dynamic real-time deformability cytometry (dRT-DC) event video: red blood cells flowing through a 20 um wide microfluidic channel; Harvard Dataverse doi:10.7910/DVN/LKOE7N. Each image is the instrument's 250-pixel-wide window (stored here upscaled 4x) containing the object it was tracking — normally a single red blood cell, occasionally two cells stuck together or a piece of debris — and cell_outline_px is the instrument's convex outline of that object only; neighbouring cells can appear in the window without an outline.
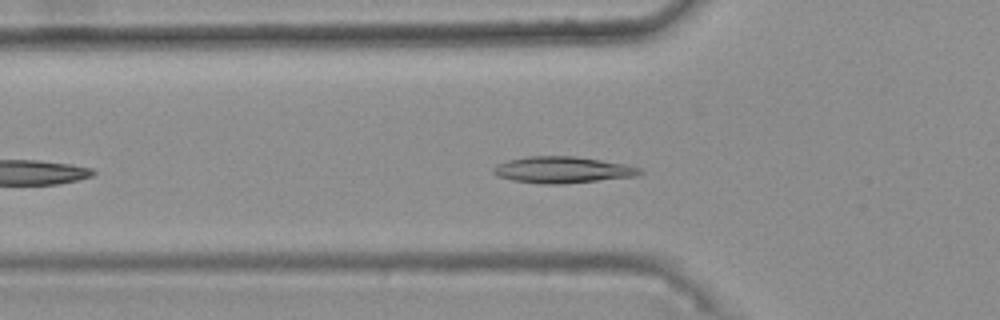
{"species": "common noctule bat (a hibernating species)", "species_latin": "Nyctalus noctula", "temperature_condition": "warm", "stored_images_in_passage": 33, "camera_frame_rate_fps": 3000, "um_per_image_px": 0.085, "animal": {"sex": "female", "body_mass_g": 25.1}, "frame": {"image": 1, "passage_image": 8, "time_ms": 2.333, "image_size_px": [1000, 320], "cell_outline_px": [[644, 172], [636, 176], [564, 184], [540, 184], [512, 180], [496, 176], [492, 172], [492, 168], [496, 164], [508, 160], [528, 156], [576, 156], [628, 164], [640, 168]], "centroid_in_image_um": [47.8, 14.43], "position_along_channel_um": 78.0, "area_um2": 22.83}}
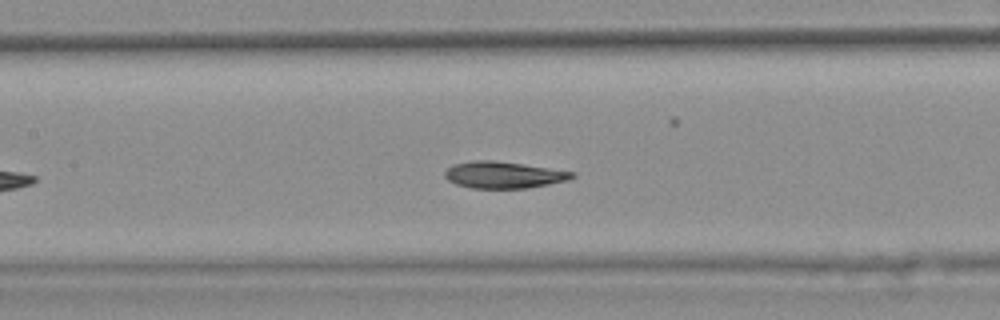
{"frame": {"image": 2, "passage_image": 15, "time_ms": 4.667, "image_size_px": [1000, 320], "cell_outline_px": [[576, 176], [568, 180], [528, 188], [472, 188], [456, 184], [448, 180], [444, 176], [444, 172], [452, 164], [472, 160], [496, 160], [524, 164], [576, 172]], "centroid_in_image_um": [42.8, 14.85], "position_along_channel_um": 164.6, "area_um2": 19.94}}
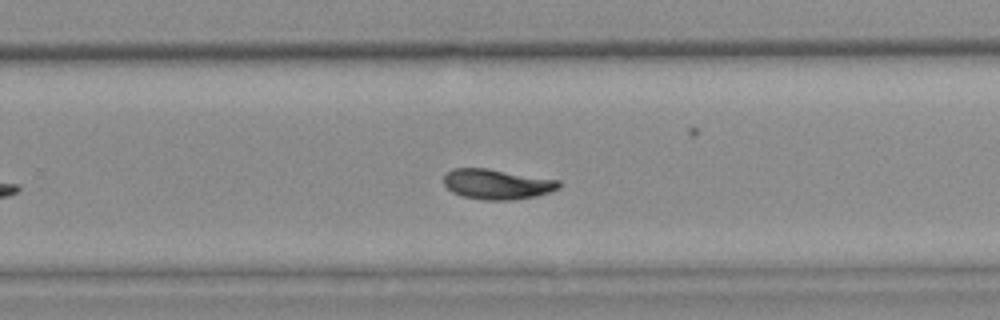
{"frame": {"image": 3, "passage_image": 25, "time_ms": 8.0, "image_size_px": [1000, 320], "cell_outline_px": [[560, 188], [536, 196], [512, 200], [484, 200], [460, 196], [452, 192], [444, 184], [444, 176], [452, 168], [488, 168], [560, 180]], "centroid_in_image_um": [42.24, 15.65], "position_along_channel_um": 287.6, "area_um2": 20.35}}